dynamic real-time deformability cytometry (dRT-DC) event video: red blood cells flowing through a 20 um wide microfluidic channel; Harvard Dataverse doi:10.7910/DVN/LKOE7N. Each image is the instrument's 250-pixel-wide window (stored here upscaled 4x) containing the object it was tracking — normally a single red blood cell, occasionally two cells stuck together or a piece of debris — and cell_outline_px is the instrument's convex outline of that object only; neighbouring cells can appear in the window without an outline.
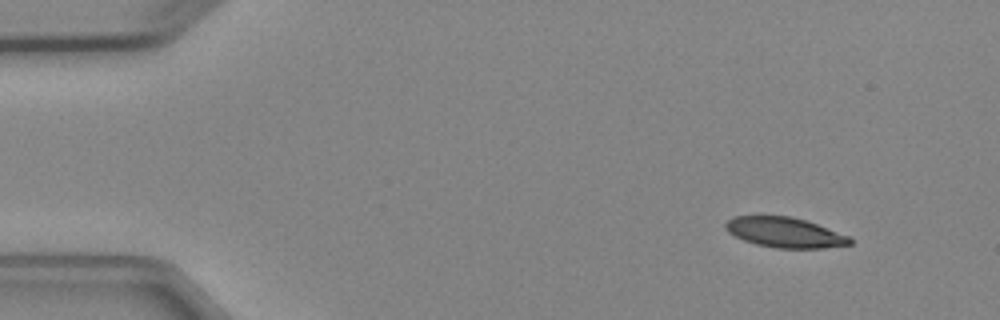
{"species": "Egyptian fruit bat (a non-hibernating species)", "species_latin": "Rousettus aegyptiacus", "temperature_condition": "cold", "stored_images_in_passage": 4, "camera_frame_rate_fps": 3000, "um_per_image_px": 0.085, "animal": {"sex": "female"}, "frame": {"image": 1, "passage_image": 1, "time_ms": 0.0, "image_size_px": [1000, 320], "cell_outline_px": [[852, 244], [824, 248], [776, 248], [756, 244], [744, 240], [728, 232], [724, 228], [724, 224], [732, 216], [792, 216], [852, 236]], "centroid_in_image_um": [66.73, 19.76], "position_along_channel_um": 18.3, "area_um2": 21.91}}
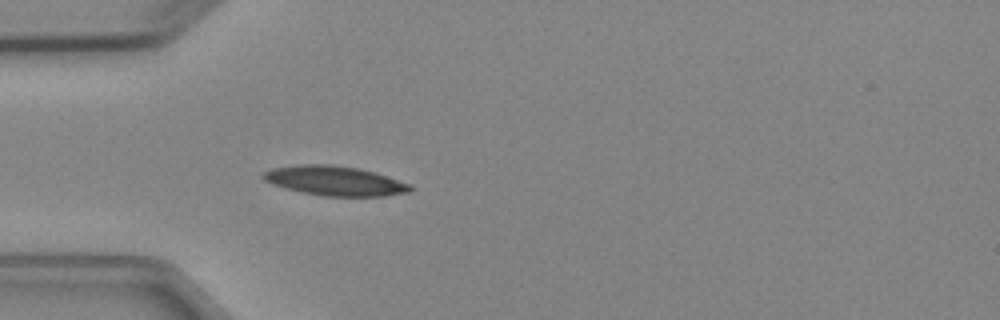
{"frame": {"image": 2, "passage_image": 4, "time_ms": 3.333, "image_size_px": [1000, 320], "cell_outline_px": [[412, 192], [384, 196], [320, 196], [300, 192], [272, 184], [264, 180], [260, 176], [264, 172], [272, 168], [300, 164], [332, 164], [360, 168], [376, 172], [412, 184]], "centroid_in_image_um": [28.49, 15.37], "position_along_channel_um": 56.5, "area_um2": 25.72}}